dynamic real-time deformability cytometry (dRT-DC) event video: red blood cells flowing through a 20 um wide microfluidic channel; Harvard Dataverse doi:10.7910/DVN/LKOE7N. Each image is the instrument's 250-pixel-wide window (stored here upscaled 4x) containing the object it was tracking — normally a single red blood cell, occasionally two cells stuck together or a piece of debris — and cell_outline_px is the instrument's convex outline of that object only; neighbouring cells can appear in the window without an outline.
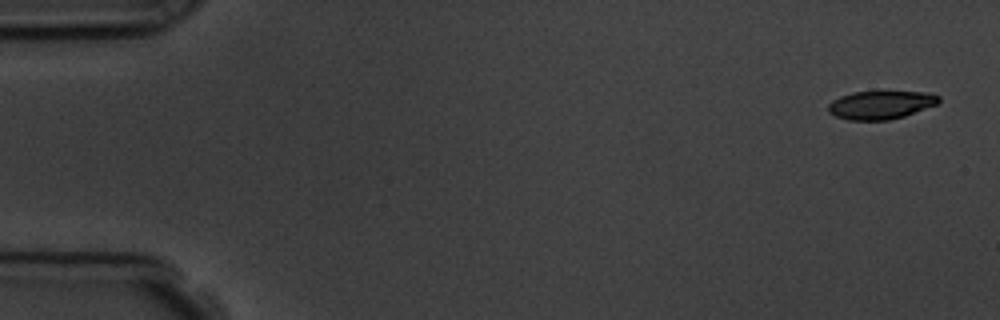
{"species": "common noctule bat (a hibernating species)", "species_latin": "Nyctalus noctula", "temperature_condition": "room temperature", "stored_images_in_passage": 5, "camera_frame_rate_fps": 3000, "um_per_image_px": 0.085, "animal": {"sex": "male", "body_mass_g": 19.5, "forearm_length_mm": 54.6}, "frame": {"image": 1, "passage_image": 1, "time_ms": 0.0, "image_size_px": [1000, 320], "cell_outline_px": [[940, 100], [936, 104], [904, 116], [888, 120], [848, 120], [836, 116], [828, 112], [828, 104], [832, 100], [840, 96], [852, 92], [924, 92], [940, 96]], "centroid_in_image_um": [74.82, 8.92], "position_along_channel_um": 10.2, "area_um2": 18.03}}